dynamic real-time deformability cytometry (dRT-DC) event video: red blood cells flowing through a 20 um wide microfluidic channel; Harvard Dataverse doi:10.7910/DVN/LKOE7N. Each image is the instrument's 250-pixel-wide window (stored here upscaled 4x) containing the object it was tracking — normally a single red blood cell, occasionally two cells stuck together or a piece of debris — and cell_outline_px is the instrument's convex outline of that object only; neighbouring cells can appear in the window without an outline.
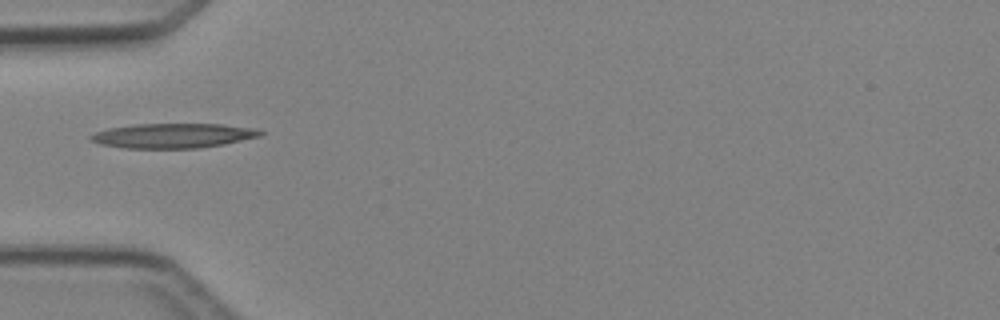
{"species": "Egyptian fruit bat (a non-hibernating species)", "species_latin": "Rousettus aegyptiacus", "temperature_condition": "cold", "stored_images_in_passage": 1, "camera_frame_rate_fps": 3000, "um_per_image_px": 0.085, "animal": {"sex": "female"}, "frame": {"image": 1, "passage_image": 1, "time_ms": 0.0, "image_size_px": [1000, 320], "cell_outline_px": [[264, 132], [260, 136], [224, 144], [196, 148], [124, 148], [100, 144], [88, 140], [88, 136], [96, 132], [108, 128], [136, 124], [224, 124], [252, 128]], "centroid_in_image_um": [14.66, 11.53], "position_along_channel_um": 70.3, "area_um2": 24.33}}